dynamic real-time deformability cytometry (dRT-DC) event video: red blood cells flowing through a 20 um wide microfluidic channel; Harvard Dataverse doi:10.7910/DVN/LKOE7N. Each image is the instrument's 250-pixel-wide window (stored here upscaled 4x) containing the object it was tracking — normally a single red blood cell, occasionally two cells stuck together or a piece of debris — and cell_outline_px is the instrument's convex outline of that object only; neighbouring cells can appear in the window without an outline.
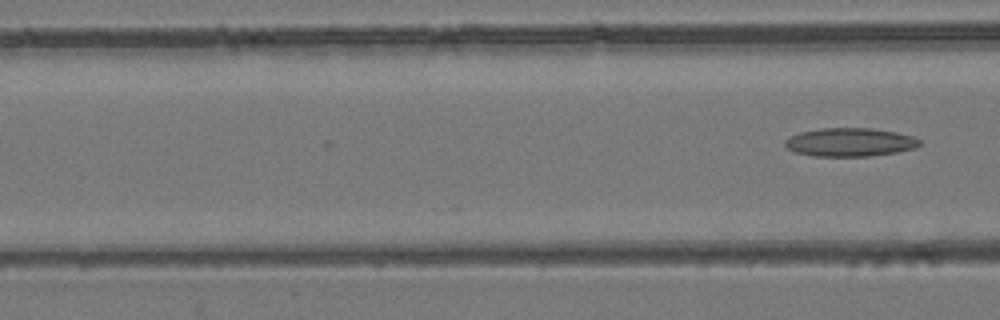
{"species": "common noctule bat (a hibernating species)", "species_latin": "Nyctalus noctula", "temperature_condition": "room temperature", "stored_images_in_passage": 5, "camera_frame_rate_fps": 3000, "um_per_image_px": 0.085, "animal": {"sex": "female", "body_mass_g": 24.6, "forearm_length_mm": 56.2}, "frame": {"image": 1, "passage_image": 5, "time_ms": 6.667, "image_size_px": [1000, 320], "cell_outline_px": [[920, 144], [916, 148], [896, 152], [868, 156], [812, 156], [796, 152], [788, 148], [784, 144], [784, 140], [788, 136], [800, 132], [820, 128], [872, 128], [896, 132], [912, 136], [920, 140]], "centroid_in_image_um": [72.22, 12.08], "position_along_channel_um": 94.4, "area_um2": 22.37}}